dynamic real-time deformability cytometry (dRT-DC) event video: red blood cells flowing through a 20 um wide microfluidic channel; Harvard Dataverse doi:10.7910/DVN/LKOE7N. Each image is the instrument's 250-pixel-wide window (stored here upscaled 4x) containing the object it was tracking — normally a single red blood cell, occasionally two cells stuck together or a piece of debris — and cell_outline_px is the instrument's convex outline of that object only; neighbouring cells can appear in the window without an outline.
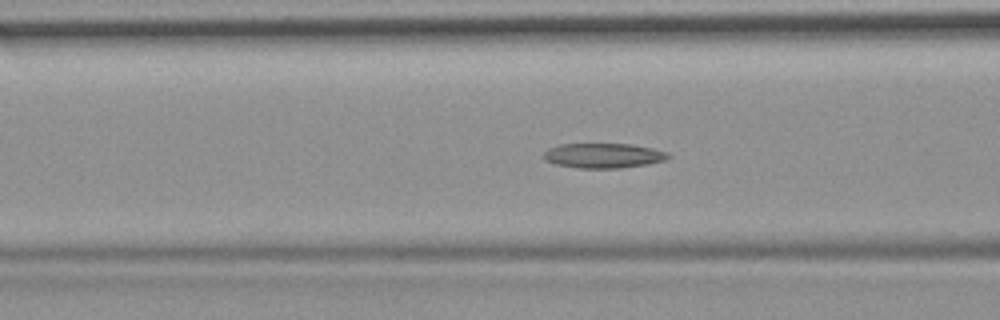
{"species": "common noctule bat (a hibernating species)", "species_latin": "Nyctalus noctula", "temperature_condition": "room temperature", "stored_images_in_passage": 49, "camera_frame_rate_fps": 3000, "um_per_image_px": 0.085, "animal": {"sex": "female", "body_mass_g": 19.9}, "frame": {"image": 1, "passage_image": 15, "time_ms": 4.667, "image_size_px": [1000, 320], "cell_outline_px": [[672, 156], [664, 160], [648, 164], [620, 168], [580, 168], [556, 164], [544, 160], [544, 152], [548, 148], [560, 144], [632, 144], [652, 148], [668, 152]], "centroid_in_image_um": [51.3, 13.22], "position_along_channel_um": 115.3, "area_um2": 18.03}}